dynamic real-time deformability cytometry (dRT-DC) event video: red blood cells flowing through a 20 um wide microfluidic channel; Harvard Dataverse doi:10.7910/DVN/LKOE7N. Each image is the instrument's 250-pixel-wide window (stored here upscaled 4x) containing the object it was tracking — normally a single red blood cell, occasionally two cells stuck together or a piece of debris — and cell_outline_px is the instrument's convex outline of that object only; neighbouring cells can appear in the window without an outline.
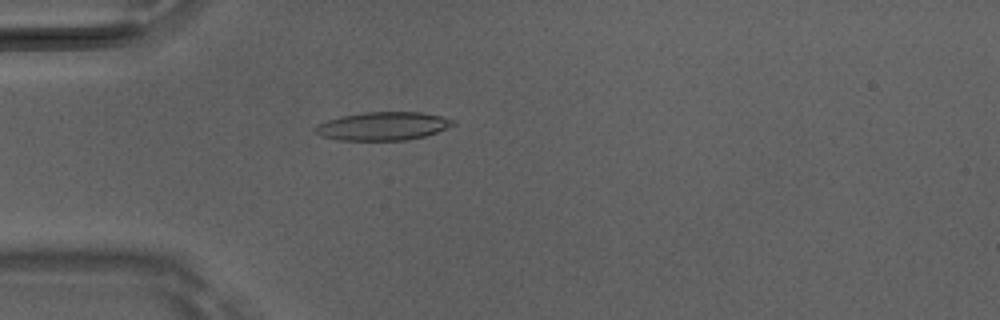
{"species": "Egyptian fruit bat (a non-hibernating species)", "species_latin": "Rousettus aegyptiacus", "temperature_condition": "room temperature", "stored_images_in_passage": 50, "camera_frame_rate_fps": 3000, "um_per_image_px": 0.085, "animal": {"sex": "male"}, "frame": {"image": 1, "passage_image": 15, "time_ms": 4.667, "image_size_px": [1000, 320], "cell_outline_px": [[456, 124], [436, 132], [424, 136], [408, 140], [340, 140], [320, 136], [316, 132], [316, 128], [320, 124], [328, 120], [340, 116], [364, 112], [420, 112], [440, 116], [456, 120]], "centroid_in_image_um": [32.58, 10.72], "position_along_channel_um": 52.4, "area_um2": 22.54}}
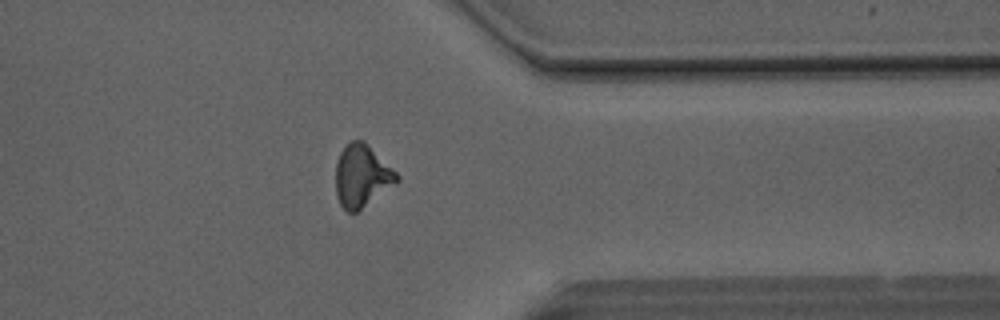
{"frame": {"image": 2, "passage_image": 40, "time_ms": 13.0, "image_size_px": [1000, 320], "cell_outline_px": [[400, 180], [396, 184], [356, 212], [348, 212], [340, 204], [336, 192], [336, 164], [340, 152], [352, 140], [364, 140], [400, 176]], "centroid_in_image_um": [30.77, 14.95], "position_along_channel_um": 380.6, "area_um2": 22.02}}
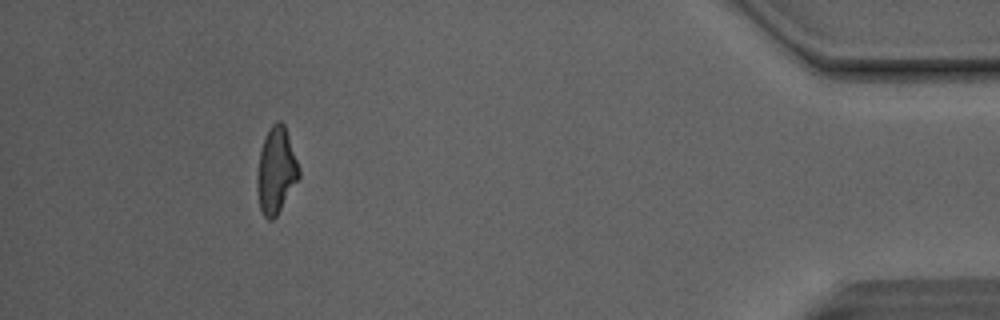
{"frame": {"image": 3, "passage_image": 46, "time_ms": 15.0, "image_size_px": [1000, 320], "cell_outline_px": [[300, 176], [276, 216], [272, 220], [268, 220], [264, 216], [260, 208], [256, 188], [256, 176], [260, 148], [264, 136], [272, 124], [276, 120], [280, 120], [284, 124], [300, 168]], "centroid_in_image_um": [23.45, 14.47], "position_along_channel_um": 411.8, "area_um2": 21.1}, "authors_computed_cell_mechanics": {"area_um2": 21.7039, "velocity_mm_per_s": 4.1621, "shape_relaxation_time_tau1_ms": 6.6614, "shape_relaxation_time_tau2_ms": 2.9442, "deformation_change_tau1": 0.2262, "deformation_change_tau2": 0.1354}}